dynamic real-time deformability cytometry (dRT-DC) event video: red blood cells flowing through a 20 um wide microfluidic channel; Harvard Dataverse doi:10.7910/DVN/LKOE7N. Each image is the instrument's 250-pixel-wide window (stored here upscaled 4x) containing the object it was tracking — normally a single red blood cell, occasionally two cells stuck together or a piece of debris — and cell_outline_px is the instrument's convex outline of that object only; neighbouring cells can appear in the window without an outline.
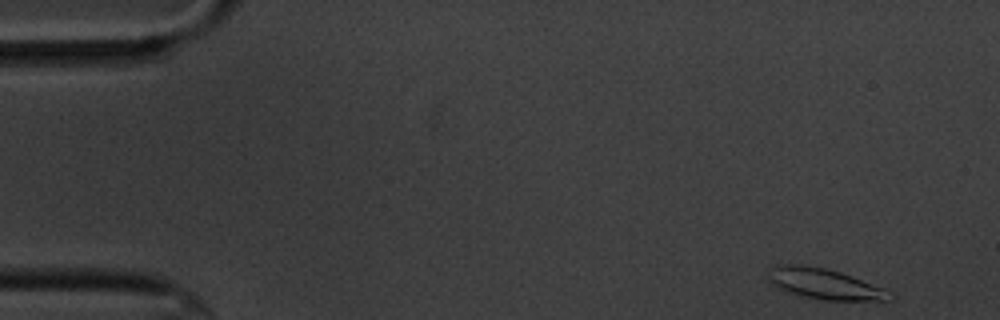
{"species": "common noctule bat (a hibernating species)", "species_latin": "Nyctalus noctula", "temperature_condition": "cold", "stored_images_in_passage": 55, "camera_frame_rate_fps": 3000, "um_per_image_px": 0.085, "animal": {"sex": "male", "body_mass_g": 20.1, "forearm_length_mm": 53.5}, "frame": {"image": 1, "passage_image": 1, "time_ms": 0.0, "image_size_px": [1000, 320], "cell_outline_px": [[896, 296], [892, 300], [824, 300], [804, 296], [780, 288], [772, 284], [764, 276], [776, 264], [800, 264], [824, 268], [840, 272], [852, 276], [884, 288]], "centroid_in_image_um": [70.09, 24.12], "position_along_channel_um": 14.9, "area_um2": 21.62}}
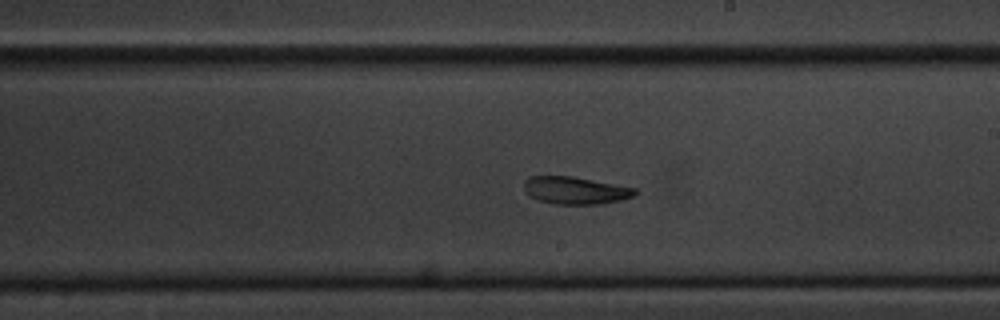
{"frame": {"image": 2, "passage_image": 30, "time_ms": 9.667, "image_size_px": [1000, 320], "cell_outline_px": [[640, 192], [636, 196], [624, 200], [604, 204], [552, 204], [536, 200], [528, 196], [524, 192], [524, 180], [528, 176], [572, 176], [636, 188]], "centroid_in_image_um": [48.92, 16.2], "position_along_channel_um": 240.1, "area_um2": 18.26}}
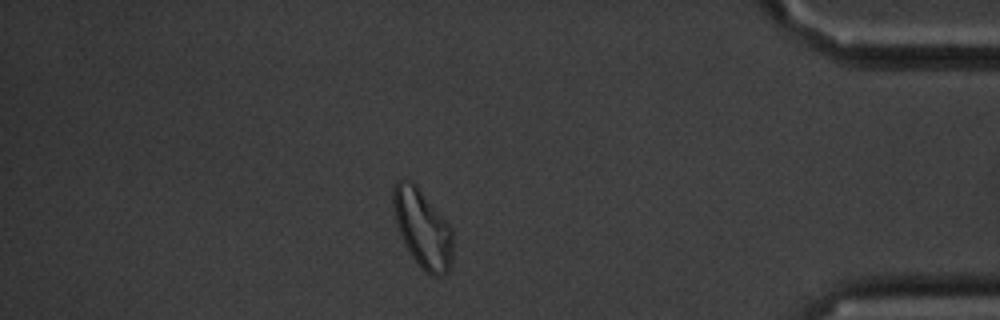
{"frame": {"image": 3, "passage_image": 47, "time_ms": 15.333, "image_size_px": [1000, 320], "cell_outline_px": [[452, 264], [448, 272], [440, 276], [432, 276], [424, 272], [420, 268], [412, 256], [396, 224], [392, 204], [392, 188], [396, 180], [404, 176], [412, 180], [416, 184], [452, 228]], "centroid_in_image_um": [35.9, 19.38], "position_along_channel_um": 399.3, "area_um2": 27.51}}